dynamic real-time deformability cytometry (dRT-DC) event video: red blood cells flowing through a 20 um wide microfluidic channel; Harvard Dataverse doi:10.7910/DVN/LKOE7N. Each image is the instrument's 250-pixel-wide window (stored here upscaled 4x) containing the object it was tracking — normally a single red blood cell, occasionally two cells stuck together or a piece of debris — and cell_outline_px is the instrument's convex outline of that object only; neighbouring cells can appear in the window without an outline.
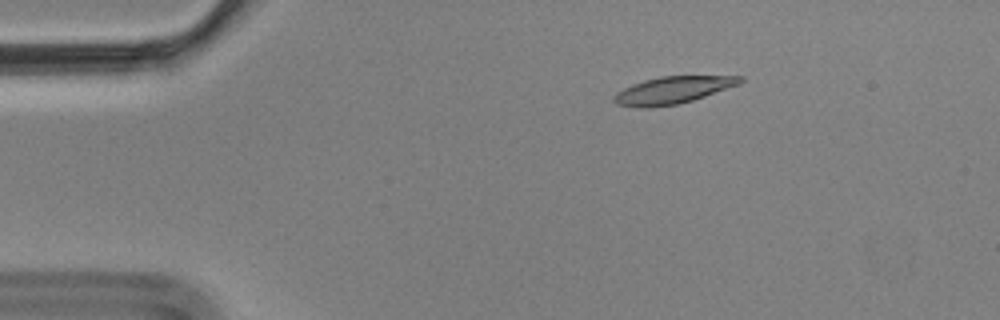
{"species": "Egyptian fruit bat (a non-hibernating species)", "species_latin": "Rousettus aegyptiacus", "temperature_condition": "cold", "stored_images_in_passage": 3, "camera_frame_rate_fps": 3000, "um_per_image_px": 0.085, "animal": {"sex": "male"}, "frame": {"image": 1, "passage_image": 2, "time_ms": 0.333, "image_size_px": [1000, 320], "cell_outline_px": [[744, 80], [740, 84], [680, 104], [652, 108], [640, 108], [616, 104], [612, 100], [612, 96], [616, 92], [632, 84], [644, 80], [660, 76], [744, 76]], "centroid_in_image_um": [57.14, 7.67], "position_along_channel_um": 27.9, "area_um2": 20.11}}